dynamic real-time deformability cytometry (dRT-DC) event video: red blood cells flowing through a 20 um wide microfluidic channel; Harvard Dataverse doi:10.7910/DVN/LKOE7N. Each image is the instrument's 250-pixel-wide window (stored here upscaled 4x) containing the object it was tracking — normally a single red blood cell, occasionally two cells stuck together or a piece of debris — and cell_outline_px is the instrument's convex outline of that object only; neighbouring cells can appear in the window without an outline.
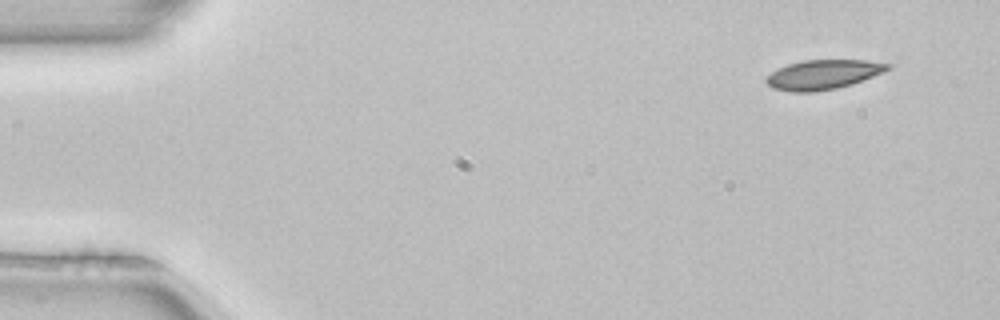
{"species": "common noctule bat (a hibernating species)", "species_latin": "Nyctalus noctula", "temperature_condition": "room temperature", "stored_images_in_passage": 4, "camera_frame_rate_fps": 3000, "um_per_image_px": 0.085, "animal": {"sex": "female", "body_mass_g": 22.7, "forearm_length_mm": 54.2}, "frame": {"image": 1, "passage_image": 1, "time_ms": 0.0, "image_size_px": [1000, 320], "cell_outline_px": [[892, 64], [888, 68], [872, 76], [852, 84], [836, 88], [812, 92], [792, 92], [772, 88], [764, 80], [772, 72], [788, 64], [804, 60], [864, 60]], "centroid_in_image_um": [69.92, 6.34], "position_along_channel_um": 15.1, "area_um2": 20.52}}
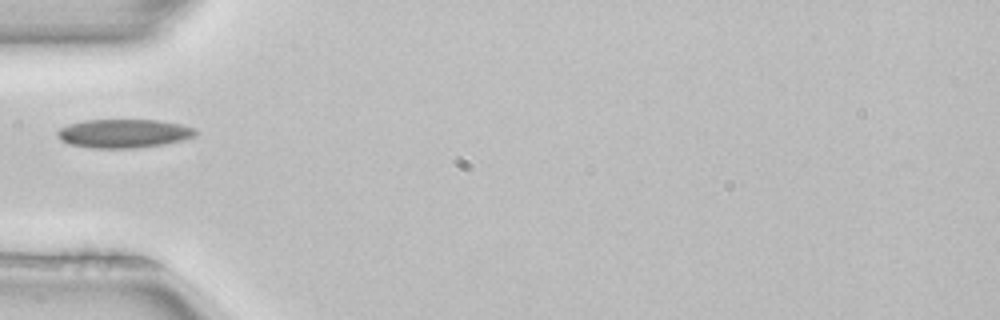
{"frame": {"image": 2, "passage_image": 4, "time_ms": 1.0, "image_size_px": [1000, 320], "cell_outline_px": [[196, 136], [164, 144], [136, 148], [92, 148], [68, 144], [60, 140], [56, 136], [56, 132], [60, 128], [68, 124], [84, 120], [160, 120], [180, 124], [196, 128]], "centroid_in_image_um": [10.49, 11.34], "position_along_channel_um": 74.5, "area_um2": 23.24}}